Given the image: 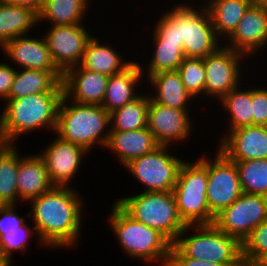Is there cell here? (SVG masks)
Listing matches in <instances>:
<instances>
[{
	"label": "cell",
	"mask_w": 267,
	"mask_h": 266,
	"mask_svg": "<svg viewBox=\"0 0 267 266\" xmlns=\"http://www.w3.org/2000/svg\"><path fill=\"white\" fill-rule=\"evenodd\" d=\"M80 194L74 186H53L27 202L31 223L47 250H69L81 245L86 204Z\"/></svg>",
	"instance_id": "obj_1"
},
{
	"label": "cell",
	"mask_w": 267,
	"mask_h": 266,
	"mask_svg": "<svg viewBox=\"0 0 267 266\" xmlns=\"http://www.w3.org/2000/svg\"><path fill=\"white\" fill-rule=\"evenodd\" d=\"M188 1L172 4V8L162 11L154 20L156 23L150 40L179 43L185 57L204 59L223 42L217 37L204 5L201 3L197 7Z\"/></svg>",
	"instance_id": "obj_2"
},
{
	"label": "cell",
	"mask_w": 267,
	"mask_h": 266,
	"mask_svg": "<svg viewBox=\"0 0 267 266\" xmlns=\"http://www.w3.org/2000/svg\"><path fill=\"white\" fill-rule=\"evenodd\" d=\"M62 96L63 93H38L6 100L0 111V143L16 144L21 136L42 129L54 134Z\"/></svg>",
	"instance_id": "obj_3"
},
{
	"label": "cell",
	"mask_w": 267,
	"mask_h": 266,
	"mask_svg": "<svg viewBox=\"0 0 267 266\" xmlns=\"http://www.w3.org/2000/svg\"><path fill=\"white\" fill-rule=\"evenodd\" d=\"M111 206L107 224L124 255L144 264L167 266L172 243L157 230L134 220L115 201Z\"/></svg>",
	"instance_id": "obj_4"
},
{
	"label": "cell",
	"mask_w": 267,
	"mask_h": 266,
	"mask_svg": "<svg viewBox=\"0 0 267 266\" xmlns=\"http://www.w3.org/2000/svg\"><path fill=\"white\" fill-rule=\"evenodd\" d=\"M109 128L110 114L102 106L75 103L62 96L54 132L61 140L82 146L91 154L96 146L105 148Z\"/></svg>",
	"instance_id": "obj_5"
},
{
	"label": "cell",
	"mask_w": 267,
	"mask_h": 266,
	"mask_svg": "<svg viewBox=\"0 0 267 266\" xmlns=\"http://www.w3.org/2000/svg\"><path fill=\"white\" fill-rule=\"evenodd\" d=\"M208 156L200 155L196 160L182 163L177 182L172 190L177 210L187 225L213 224L214 216L207 203Z\"/></svg>",
	"instance_id": "obj_6"
},
{
	"label": "cell",
	"mask_w": 267,
	"mask_h": 266,
	"mask_svg": "<svg viewBox=\"0 0 267 266\" xmlns=\"http://www.w3.org/2000/svg\"><path fill=\"white\" fill-rule=\"evenodd\" d=\"M173 245L190 258L224 266H244L242 243L220 231L214 224L187 225Z\"/></svg>",
	"instance_id": "obj_7"
},
{
	"label": "cell",
	"mask_w": 267,
	"mask_h": 266,
	"mask_svg": "<svg viewBox=\"0 0 267 266\" xmlns=\"http://www.w3.org/2000/svg\"><path fill=\"white\" fill-rule=\"evenodd\" d=\"M115 202L134 220L157 230L172 244L186 225L181 220L171 192H144L124 195Z\"/></svg>",
	"instance_id": "obj_8"
},
{
	"label": "cell",
	"mask_w": 267,
	"mask_h": 266,
	"mask_svg": "<svg viewBox=\"0 0 267 266\" xmlns=\"http://www.w3.org/2000/svg\"><path fill=\"white\" fill-rule=\"evenodd\" d=\"M171 150L170 146L160 145L154 151L131 160L123 168L143 185L144 192H171L185 161L173 155Z\"/></svg>",
	"instance_id": "obj_9"
},
{
	"label": "cell",
	"mask_w": 267,
	"mask_h": 266,
	"mask_svg": "<svg viewBox=\"0 0 267 266\" xmlns=\"http://www.w3.org/2000/svg\"><path fill=\"white\" fill-rule=\"evenodd\" d=\"M246 60L250 59H247L243 53L225 45H221L214 53L206 56L203 59L206 71V100L207 98L214 100L213 105L216 99L219 102L230 91L243 83L242 80H246L243 79L245 77L243 74L246 73L243 65Z\"/></svg>",
	"instance_id": "obj_10"
},
{
	"label": "cell",
	"mask_w": 267,
	"mask_h": 266,
	"mask_svg": "<svg viewBox=\"0 0 267 266\" xmlns=\"http://www.w3.org/2000/svg\"><path fill=\"white\" fill-rule=\"evenodd\" d=\"M267 220V197L242 193L230 206L215 216L213 224L241 243Z\"/></svg>",
	"instance_id": "obj_11"
},
{
	"label": "cell",
	"mask_w": 267,
	"mask_h": 266,
	"mask_svg": "<svg viewBox=\"0 0 267 266\" xmlns=\"http://www.w3.org/2000/svg\"><path fill=\"white\" fill-rule=\"evenodd\" d=\"M214 159L208 155V181L206 188L210 213L215 217L230 206L242 193L236 163L216 148Z\"/></svg>",
	"instance_id": "obj_12"
},
{
	"label": "cell",
	"mask_w": 267,
	"mask_h": 266,
	"mask_svg": "<svg viewBox=\"0 0 267 266\" xmlns=\"http://www.w3.org/2000/svg\"><path fill=\"white\" fill-rule=\"evenodd\" d=\"M85 25L50 26L43 35L54 63L63 73L82 62L85 47L94 35Z\"/></svg>",
	"instance_id": "obj_13"
},
{
	"label": "cell",
	"mask_w": 267,
	"mask_h": 266,
	"mask_svg": "<svg viewBox=\"0 0 267 266\" xmlns=\"http://www.w3.org/2000/svg\"><path fill=\"white\" fill-rule=\"evenodd\" d=\"M190 110H180L156 103L150 99L148 105L147 128L161 146L175 147L186 143L194 129L193 115ZM192 115V116H191ZM192 118H191V117ZM193 123V124H192ZM178 141V142H177ZM177 143V144H176Z\"/></svg>",
	"instance_id": "obj_14"
},
{
	"label": "cell",
	"mask_w": 267,
	"mask_h": 266,
	"mask_svg": "<svg viewBox=\"0 0 267 266\" xmlns=\"http://www.w3.org/2000/svg\"><path fill=\"white\" fill-rule=\"evenodd\" d=\"M53 135L54 138H49L51 139L49 144L38 151L40 152L38 154L43 158L48 176L54 186L72 187L71 185H74L72 182L81 172L80 168L84 166V158L86 159L89 152L82 146L66 142Z\"/></svg>",
	"instance_id": "obj_15"
},
{
	"label": "cell",
	"mask_w": 267,
	"mask_h": 266,
	"mask_svg": "<svg viewBox=\"0 0 267 266\" xmlns=\"http://www.w3.org/2000/svg\"><path fill=\"white\" fill-rule=\"evenodd\" d=\"M223 45L243 53L250 60L264 50L267 53V5L255 1Z\"/></svg>",
	"instance_id": "obj_16"
},
{
	"label": "cell",
	"mask_w": 267,
	"mask_h": 266,
	"mask_svg": "<svg viewBox=\"0 0 267 266\" xmlns=\"http://www.w3.org/2000/svg\"><path fill=\"white\" fill-rule=\"evenodd\" d=\"M32 35H22L8 41L0 49L4 58L9 59L7 62H12L16 69L51 71L62 81L63 72L54 63L44 37L42 34L38 38Z\"/></svg>",
	"instance_id": "obj_17"
},
{
	"label": "cell",
	"mask_w": 267,
	"mask_h": 266,
	"mask_svg": "<svg viewBox=\"0 0 267 266\" xmlns=\"http://www.w3.org/2000/svg\"><path fill=\"white\" fill-rule=\"evenodd\" d=\"M218 149L232 161L267 158V126L250 125L221 135Z\"/></svg>",
	"instance_id": "obj_18"
},
{
	"label": "cell",
	"mask_w": 267,
	"mask_h": 266,
	"mask_svg": "<svg viewBox=\"0 0 267 266\" xmlns=\"http://www.w3.org/2000/svg\"><path fill=\"white\" fill-rule=\"evenodd\" d=\"M108 78L81 65L71 67L63 73V95L75 103L101 106Z\"/></svg>",
	"instance_id": "obj_19"
},
{
	"label": "cell",
	"mask_w": 267,
	"mask_h": 266,
	"mask_svg": "<svg viewBox=\"0 0 267 266\" xmlns=\"http://www.w3.org/2000/svg\"><path fill=\"white\" fill-rule=\"evenodd\" d=\"M143 81L146 83L139 62L138 60L134 61L122 72L108 78L106 92L101 106L110 114L114 110L132 102L141 95L142 88L145 87L144 89L146 91L147 88L143 85ZM141 86L143 87L139 88L140 92L138 93L137 89Z\"/></svg>",
	"instance_id": "obj_20"
},
{
	"label": "cell",
	"mask_w": 267,
	"mask_h": 266,
	"mask_svg": "<svg viewBox=\"0 0 267 266\" xmlns=\"http://www.w3.org/2000/svg\"><path fill=\"white\" fill-rule=\"evenodd\" d=\"M51 183L43 158L38 154H22L19 150L17 173L18 203L27 202L49 191Z\"/></svg>",
	"instance_id": "obj_21"
},
{
	"label": "cell",
	"mask_w": 267,
	"mask_h": 266,
	"mask_svg": "<svg viewBox=\"0 0 267 266\" xmlns=\"http://www.w3.org/2000/svg\"><path fill=\"white\" fill-rule=\"evenodd\" d=\"M159 146L146 127L133 131H110L104 149L111 152L124 167L131 160L150 153Z\"/></svg>",
	"instance_id": "obj_22"
},
{
	"label": "cell",
	"mask_w": 267,
	"mask_h": 266,
	"mask_svg": "<svg viewBox=\"0 0 267 266\" xmlns=\"http://www.w3.org/2000/svg\"><path fill=\"white\" fill-rule=\"evenodd\" d=\"M147 81V88L151 85L148 88V92L152 94L149 93L150 99L156 103L180 110H189L191 103L196 105V99L186 90L177 70L153 74L146 79Z\"/></svg>",
	"instance_id": "obj_23"
},
{
	"label": "cell",
	"mask_w": 267,
	"mask_h": 266,
	"mask_svg": "<svg viewBox=\"0 0 267 266\" xmlns=\"http://www.w3.org/2000/svg\"><path fill=\"white\" fill-rule=\"evenodd\" d=\"M100 39L93 35L88 41L80 64L83 68L110 77L122 72L134 62L135 59L128 60L127 54L122 56L112 44Z\"/></svg>",
	"instance_id": "obj_24"
},
{
	"label": "cell",
	"mask_w": 267,
	"mask_h": 266,
	"mask_svg": "<svg viewBox=\"0 0 267 266\" xmlns=\"http://www.w3.org/2000/svg\"><path fill=\"white\" fill-rule=\"evenodd\" d=\"M206 8L215 33L225 41L236 29L248 8L256 0H200ZM205 1V2H204ZM224 39V40H223Z\"/></svg>",
	"instance_id": "obj_25"
},
{
	"label": "cell",
	"mask_w": 267,
	"mask_h": 266,
	"mask_svg": "<svg viewBox=\"0 0 267 266\" xmlns=\"http://www.w3.org/2000/svg\"><path fill=\"white\" fill-rule=\"evenodd\" d=\"M38 93H63L62 81L51 71L17 69L7 100Z\"/></svg>",
	"instance_id": "obj_26"
},
{
	"label": "cell",
	"mask_w": 267,
	"mask_h": 266,
	"mask_svg": "<svg viewBox=\"0 0 267 266\" xmlns=\"http://www.w3.org/2000/svg\"><path fill=\"white\" fill-rule=\"evenodd\" d=\"M37 26L38 13L35 10L0 2V49L8 41L32 33Z\"/></svg>",
	"instance_id": "obj_27"
},
{
	"label": "cell",
	"mask_w": 267,
	"mask_h": 266,
	"mask_svg": "<svg viewBox=\"0 0 267 266\" xmlns=\"http://www.w3.org/2000/svg\"><path fill=\"white\" fill-rule=\"evenodd\" d=\"M90 3L92 0H45L38 13L39 26L43 22H49V26L84 23L88 9L91 11Z\"/></svg>",
	"instance_id": "obj_28"
},
{
	"label": "cell",
	"mask_w": 267,
	"mask_h": 266,
	"mask_svg": "<svg viewBox=\"0 0 267 266\" xmlns=\"http://www.w3.org/2000/svg\"><path fill=\"white\" fill-rule=\"evenodd\" d=\"M242 84H246V81L244 80V83L230 91L218 103L216 102V106L219 104L225 112L224 116L227 115V122L224 124L227 129L224 134L240 127L253 125L252 88L249 83L246 87H242Z\"/></svg>",
	"instance_id": "obj_29"
},
{
	"label": "cell",
	"mask_w": 267,
	"mask_h": 266,
	"mask_svg": "<svg viewBox=\"0 0 267 266\" xmlns=\"http://www.w3.org/2000/svg\"><path fill=\"white\" fill-rule=\"evenodd\" d=\"M17 147V144L0 143V205H13L18 202L19 149Z\"/></svg>",
	"instance_id": "obj_30"
},
{
	"label": "cell",
	"mask_w": 267,
	"mask_h": 266,
	"mask_svg": "<svg viewBox=\"0 0 267 266\" xmlns=\"http://www.w3.org/2000/svg\"><path fill=\"white\" fill-rule=\"evenodd\" d=\"M150 43H153L154 49L150 54L149 63L144 61L143 65L139 62L145 80L153 74L179 68L185 58L183 47L179 43L165 42V40H152Z\"/></svg>",
	"instance_id": "obj_31"
},
{
	"label": "cell",
	"mask_w": 267,
	"mask_h": 266,
	"mask_svg": "<svg viewBox=\"0 0 267 266\" xmlns=\"http://www.w3.org/2000/svg\"><path fill=\"white\" fill-rule=\"evenodd\" d=\"M150 96L145 91L138 98L110 113V131H133L147 127Z\"/></svg>",
	"instance_id": "obj_32"
},
{
	"label": "cell",
	"mask_w": 267,
	"mask_h": 266,
	"mask_svg": "<svg viewBox=\"0 0 267 266\" xmlns=\"http://www.w3.org/2000/svg\"><path fill=\"white\" fill-rule=\"evenodd\" d=\"M234 162L242 191L267 197V158Z\"/></svg>",
	"instance_id": "obj_33"
},
{
	"label": "cell",
	"mask_w": 267,
	"mask_h": 266,
	"mask_svg": "<svg viewBox=\"0 0 267 266\" xmlns=\"http://www.w3.org/2000/svg\"><path fill=\"white\" fill-rule=\"evenodd\" d=\"M27 222L22 225V230L0 231V255L12 262H14L12 256L15 252L27 254L26 252L29 251L27 246L33 237L41 247H45L34 225L30 226Z\"/></svg>",
	"instance_id": "obj_34"
},
{
	"label": "cell",
	"mask_w": 267,
	"mask_h": 266,
	"mask_svg": "<svg viewBox=\"0 0 267 266\" xmlns=\"http://www.w3.org/2000/svg\"><path fill=\"white\" fill-rule=\"evenodd\" d=\"M177 71L189 94L196 100L204 99L206 71L203 59L185 57Z\"/></svg>",
	"instance_id": "obj_35"
},
{
	"label": "cell",
	"mask_w": 267,
	"mask_h": 266,
	"mask_svg": "<svg viewBox=\"0 0 267 266\" xmlns=\"http://www.w3.org/2000/svg\"><path fill=\"white\" fill-rule=\"evenodd\" d=\"M267 255V220L259 224L242 243L244 266H255Z\"/></svg>",
	"instance_id": "obj_36"
},
{
	"label": "cell",
	"mask_w": 267,
	"mask_h": 266,
	"mask_svg": "<svg viewBox=\"0 0 267 266\" xmlns=\"http://www.w3.org/2000/svg\"><path fill=\"white\" fill-rule=\"evenodd\" d=\"M267 85V84H266ZM252 86L253 125L267 126V86Z\"/></svg>",
	"instance_id": "obj_37"
},
{
	"label": "cell",
	"mask_w": 267,
	"mask_h": 266,
	"mask_svg": "<svg viewBox=\"0 0 267 266\" xmlns=\"http://www.w3.org/2000/svg\"><path fill=\"white\" fill-rule=\"evenodd\" d=\"M18 204L0 205V231L22 230V225L27 221L29 212L20 217ZM27 216V217H26Z\"/></svg>",
	"instance_id": "obj_38"
},
{
	"label": "cell",
	"mask_w": 267,
	"mask_h": 266,
	"mask_svg": "<svg viewBox=\"0 0 267 266\" xmlns=\"http://www.w3.org/2000/svg\"><path fill=\"white\" fill-rule=\"evenodd\" d=\"M167 266H224L207 260H198L184 256L173 244L170 249Z\"/></svg>",
	"instance_id": "obj_39"
},
{
	"label": "cell",
	"mask_w": 267,
	"mask_h": 266,
	"mask_svg": "<svg viewBox=\"0 0 267 266\" xmlns=\"http://www.w3.org/2000/svg\"><path fill=\"white\" fill-rule=\"evenodd\" d=\"M10 64L7 61L4 63L0 61V100L3 103L8 99L17 71L12 63Z\"/></svg>",
	"instance_id": "obj_40"
},
{
	"label": "cell",
	"mask_w": 267,
	"mask_h": 266,
	"mask_svg": "<svg viewBox=\"0 0 267 266\" xmlns=\"http://www.w3.org/2000/svg\"><path fill=\"white\" fill-rule=\"evenodd\" d=\"M44 1L45 0H0V2L4 4L29 7L37 13L41 10Z\"/></svg>",
	"instance_id": "obj_41"
},
{
	"label": "cell",
	"mask_w": 267,
	"mask_h": 266,
	"mask_svg": "<svg viewBox=\"0 0 267 266\" xmlns=\"http://www.w3.org/2000/svg\"><path fill=\"white\" fill-rule=\"evenodd\" d=\"M12 261L0 255V266H13Z\"/></svg>",
	"instance_id": "obj_42"
},
{
	"label": "cell",
	"mask_w": 267,
	"mask_h": 266,
	"mask_svg": "<svg viewBox=\"0 0 267 266\" xmlns=\"http://www.w3.org/2000/svg\"><path fill=\"white\" fill-rule=\"evenodd\" d=\"M255 266H267V255H265Z\"/></svg>",
	"instance_id": "obj_43"
},
{
	"label": "cell",
	"mask_w": 267,
	"mask_h": 266,
	"mask_svg": "<svg viewBox=\"0 0 267 266\" xmlns=\"http://www.w3.org/2000/svg\"><path fill=\"white\" fill-rule=\"evenodd\" d=\"M257 2L264 3L267 5V0H256Z\"/></svg>",
	"instance_id": "obj_44"
}]
</instances>
